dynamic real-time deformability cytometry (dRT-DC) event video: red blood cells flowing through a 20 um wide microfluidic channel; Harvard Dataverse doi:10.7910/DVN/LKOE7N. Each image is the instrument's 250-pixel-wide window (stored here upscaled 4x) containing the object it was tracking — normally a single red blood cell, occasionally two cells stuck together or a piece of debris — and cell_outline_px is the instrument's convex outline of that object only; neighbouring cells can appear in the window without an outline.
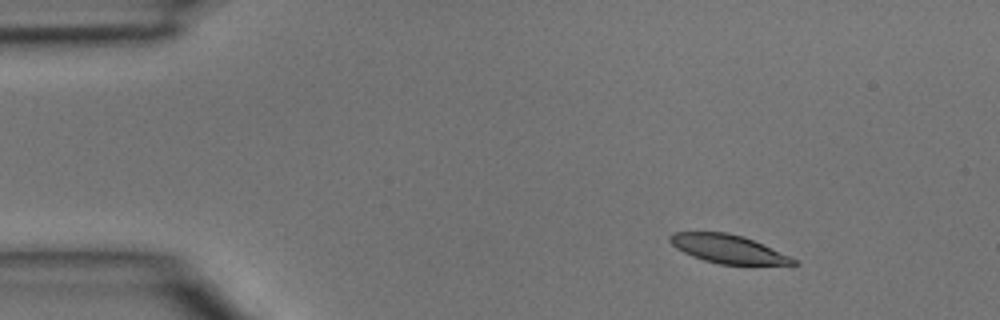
{"species": "common noctule bat (a hibernating species)", "species_latin": "Nyctalus noctula", "temperature_condition": "room temperature", "stored_images_in_passage": 40, "camera_frame_rate_fps": 3000, "um_per_image_px": 0.085, "animal": {"sex": "male", "body_mass_g": 15.6}, "frame": {"image": 1, "passage_image": 1, "time_ms": 0.0, "image_size_px": [1000, 320], "cell_outline_px": [[800, 264], [720, 264], [704, 260], [692, 256], [676, 248], [668, 240], [668, 236], [672, 232], [728, 232], [744, 236], [788, 256], [796, 260]], "centroid_in_image_um": [61.8, 21.14], "position_along_channel_um": 23.2, "area_um2": 20.11}}
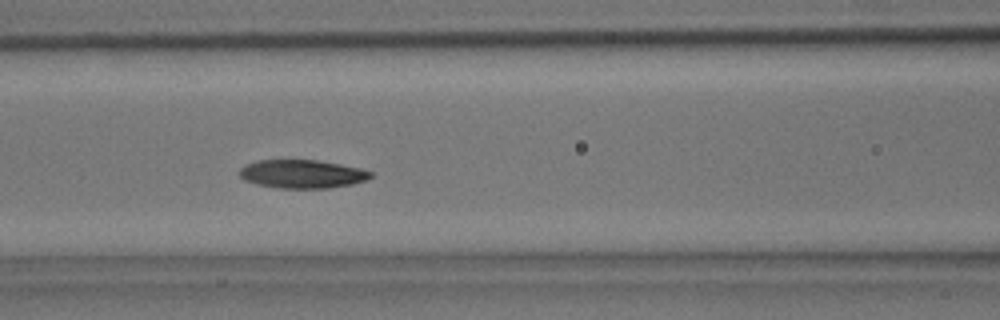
{"frame": {"image": 2, "passage_image": 14, "time_ms": 4.333, "image_size_px": [1000, 320], "cell_outline_px": [[372, 176], [368, 180], [352, 184], [328, 188], [280, 188], [256, 184], [244, 180], [240, 176], [240, 168], [244, 164], [256, 160], [316, 160], [340, 164], [360, 168], [372, 172]], "centroid_in_image_um": [25.67, 14.78], "position_along_channel_um": 140.9, "area_um2": 21.79}}
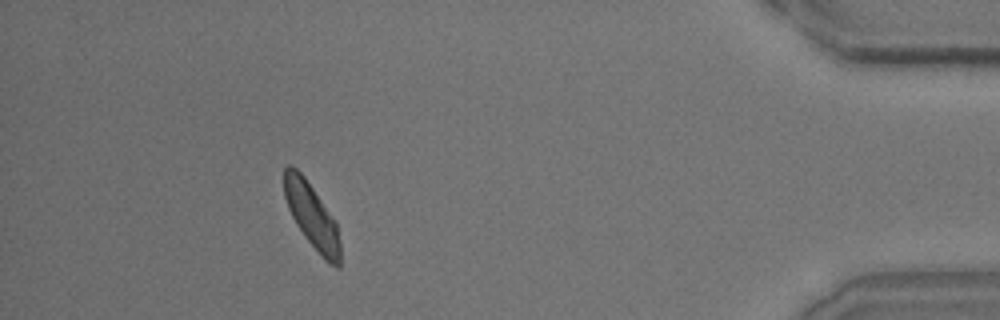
{"frame": {"image": 3, "passage_image": 36, "time_ms": 11.667, "image_size_px": [1000, 320], "cell_outline_px": [[340, 268], [336, 268], [328, 264], [324, 260], [304, 236], [296, 224], [288, 208], [284, 196], [284, 168], [288, 164], [292, 164], [304, 176], [336, 220], [340, 244]], "centroid_in_image_um": [26.52, 18.36], "position_along_channel_um": 408.7, "area_um2": 21.39}}